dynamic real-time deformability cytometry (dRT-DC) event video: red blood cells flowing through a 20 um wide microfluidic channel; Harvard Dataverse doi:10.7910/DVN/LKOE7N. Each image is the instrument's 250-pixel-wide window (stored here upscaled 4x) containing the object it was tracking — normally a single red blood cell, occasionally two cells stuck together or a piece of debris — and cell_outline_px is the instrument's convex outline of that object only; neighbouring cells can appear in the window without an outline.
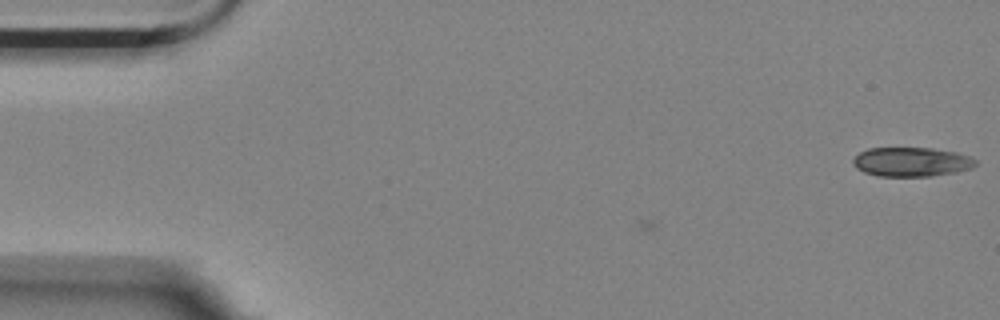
{"species": "Egyptian fruit bat (a non-hibernating species)", "species_latin": "Rousettus aegyptiacus", "temperature_condition": "room temperature", "stored_images_in_passage": 2, "camera_frame_rate_fps": 3000, "um_per_image_px": 0.085, "animal": {"sex": "female"}, "frame": {"image": 1, "passage_image": 2, "time_ms": 0.333, "image_size_px": [1000, 320], "cell_outline_px": [[976, 164], [972, 168], [956, 172], [928, 176], [880, 176], [864, 172], [856, 168], [852, 160], [860, 152], [868, 148], [932, 148], [956, 152], [972, 156], [976, 160]], "centroid_in_image_um": [77.5, 13.75], "position_along_channel_um": 7.5, "area_um2": 20.87}}